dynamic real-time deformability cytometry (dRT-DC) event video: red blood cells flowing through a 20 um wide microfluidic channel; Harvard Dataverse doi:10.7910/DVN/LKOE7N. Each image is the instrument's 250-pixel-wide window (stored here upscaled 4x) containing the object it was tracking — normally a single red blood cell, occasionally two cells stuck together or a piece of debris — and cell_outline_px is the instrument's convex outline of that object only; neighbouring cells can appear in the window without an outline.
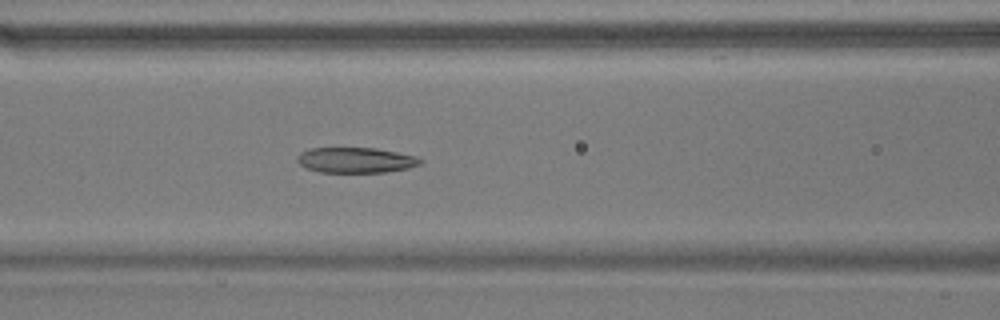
{"species": "common noctule bat (a hibernating species)", "species_latin": "Nyctalus noctula", "temperature_condition": "warm", "stored_images_in_passage": 22, "camera_frame_rate_fps": 3000, "um_per_image_px": 0.085, "animal": {"sex": "male", "body_mass_g": 17.9}, "frame": {"image": 1, "passage_image": 15, "time_ms": 4.667, "image_size_px": [1000, 320], "cell_outline_px": [[424, 160], [420, 164], [408, 168], [388, 172], [320, 172], [308, 168], [300, 164], [296, 160], [296, 156], [300, 152], [312, 148], [376, 148], [416, 156]], "centroid_in_image_um": [30.24, 13.61], "position_along_channel_um": 136.4, "area_um2": 18.21}}
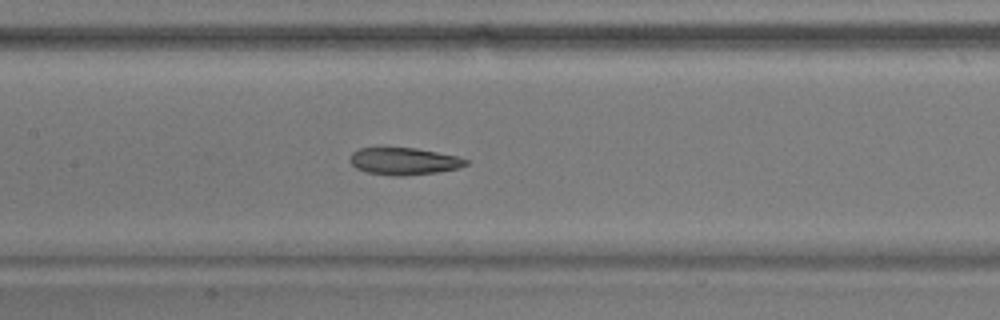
{"frame": {"image": 2, "passage_image": 18, "time_ms": 5.667, "image_size_px": [1000, 320], "cell_outline_px": [[468, 164], [456, 168], [440, 172], [404, 176], [392, 176], [368, 172], [356, 168], [348, 160], [352, 152], [360, 148], [416, 148], [456, 156], [468, 160]], "centroid_in_image_um": [34.31, 13.71], "position_along_channel_um": 173.1, "area_um2": 18.26}}